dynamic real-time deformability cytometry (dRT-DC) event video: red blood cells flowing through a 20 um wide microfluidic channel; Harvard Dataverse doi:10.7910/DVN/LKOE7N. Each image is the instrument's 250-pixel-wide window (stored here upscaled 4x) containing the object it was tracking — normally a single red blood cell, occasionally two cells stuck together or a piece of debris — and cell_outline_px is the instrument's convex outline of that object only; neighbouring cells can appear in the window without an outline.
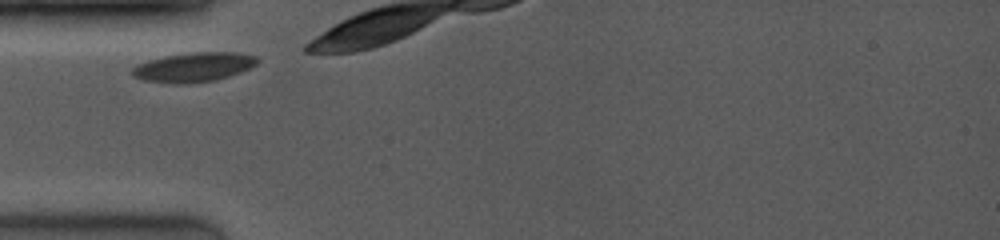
{"species": "common noctule bat (a hibernating species)", "species_latin": "Nyctalus noctula", "temperature_condition": "room temperature", "stored_images_in_passage": 6, "camera_frame_rate_fps": 4000, "um_per_image_px": 0.085, "animal": {"sex": "female", "body_mass_g": 19.0, "forearm_length_mm": 53.3}, "frame": {"image": 1, "passage_image": 1, "time_ms": 0.0, "image_size_px": [1000, 240], "cell_outline_px": [[256, 64], [248, 68], [228, 76], [212, 80], [180, 84], [148, 80], [132, 76], [132, 68], [148, 60], [164, 56], [196, 52], [236, 52], [256, 56]], "centroid_in_image_um": [16.45, 5.69], "position_along_channel_um": 68.6, "area_um2": 20.75}}